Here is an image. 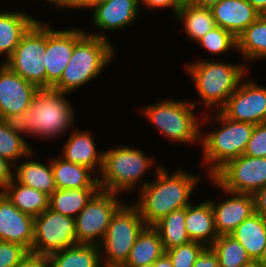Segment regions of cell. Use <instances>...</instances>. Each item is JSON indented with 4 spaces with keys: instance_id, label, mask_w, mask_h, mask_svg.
<instances>
[{
    "instance_id": "obj_43",
    "label": "cell",
    "mask_w": 266,
    "mask_h": 267,
    "mask_svg": "<svg viewBox=\"0 0 266 267\" xmlns=\"http://www.w3.org/2000/svg\"><path fill=\"white\" fill-rule=\"evenodd\" d=\"M255 213L266 218V186L253 194Z\"/></svg>"
},
{
    "instance_id": "obj_52",
    "label": "cell",
    "mask_w": 266,
    "mask_h": 267,
    "mask_svg": "<svg viewBox=\"0 0 266 267\" xmlns=\"http://www.w3.org/2000/svg\"><path fill=\"white\" fill-rule=\"evenodd\" d=\"M139 267H153V264L142 265V266H139Z\"/></svg>"
},
{
    "instance_id": "obj_34",
    "label": "cell",
    "mask_w": 266,
    "mask_h": 267,
    "mask_svg": "<svg viewBox=\"0 0 266 267\" xmlns=\"http://www.w3.org/2000/svg\"><path fill=\"white\" fill-rule=\"evenodd\" d=\"M10 129L0 119V157L15 166L33 150L29 140Z\"/></svg>"
},
{
    "instance_id": "obj_36",
    "label": "cell",
    "mask_w": 266,
    "mask_h": 267,
    "mask_svg": "<svg viewBox=\"0 0 266 267\" xmlns=\"http://www.w3.org/2000/svg\"><path fill=\"white\" fill-rule=\"evenodd\" d=\"M205 247L200 242L190 241L187 244L166 250L165 253L171 259L173 267H193Z\"/></svg>"
},
{
    "instance_id": "obj_23",
    "label": "cell",
    "mask_w": 266,
    "mask_h": 267,
    "mask_svg": "<svg viewBox=\"0 0 266 267\" xmlns=\"http://www.w3.org/2000/svg\"><path fill=\"white\" fill-rule=\"evenodd\" d=\"M186 207L185 227L191 241L211 246L218 238L215 229L211 202L208 199H198Z\"/></svg>"
},
{
    "instance_id": "obj_22",
    "label": "cell",
    "mask_w": 266,
    "mask_h": 267,
    "mask_svg": "<svg viewBox=\"0 0 266 267\" xmlns=\"http://www.w3.org/2000/svg\"><path fill=\"white\" fill-rule=\"evenodd\" d=\"M34 151L14 166L13 178L24 186L35 188L50 196L57 189L51 158L48 162H42L41 159L38 161Z\"/></svg>"
},
{
    "instance_id": "obj_46",
    "label": "cell",
    "mask_w": 266,
    "mask_h": 267,
    "mask_svg": "<svg viewBox=\"0 0 266 267\" xmlns=\"http://www.w3.org/2000/svg\"><path fill=\"white\" fill-rule=\"evenodd\" d=\"M105 0H74V10L77 12L81 10H92L96 5L104 2Z\"/></svg>"
},
{
    "instance_id": "obj_8",
    "label": "cell",
    "mask_w": 266,
    "mask_h": 267,
    "mask_svg": "<svg viewBox=\"0 0 266 267\" xmlns=\"http://www.w3.org/2000/svg\"><path fill=\"white\" fill-rule=\"evenodd\" d=\"M146 226L139 209L133 203L125 202L112 216L105 237L99 244L103 266H123Z\"/></svg>"
},
{
    "instance_id": "obj_29",
    "label": "cell",
    "mask_w": 266,
    "mask_h": 267,
    "mask_svg": "<svg viewBox=\"0 0 266 267\" xmlns=\"http://www.w3.org/2000/svg\"><path fill=\"white\" fill-rule=\"evenodd\" d=\"M2 193L17 209L33 217L49 208V196L46 193L24 186L14 178Z\"/></svg>"
},
{
    "instance_id": "obj_14",
    "label": "cell",
    "mask_w": 266,
    "mask_h": 267,
    "mask_svg": "<svg viewBox=\"0 0 266 267\" xmlns=\"http://www.w3.org/2000/svg\"><path fill=\"white\" fill-rule=\"evenodd\" d=\"M219 111L234 121L254 125L266 122V86L247 75Z\"/></svg>"
},
{
    "instance_id": "obj_33",
    "label": "cell",
    "mask_w": 266,
    "mask_h": 267,
    "mask_svg": "<svg viewBox=\"0 0 266 267\" xmlns=\"http://www.w3.org/2000/svg\"><path fill=\"white\" fill-rule=\"evenodd\" d=\"M219 259L220 267H251L245 248L231 235H220L211 245Z\"/></svg>"
},
{
    "instance_id": "obj_35",
    "label": "cell",
    "mask_w": 266,
    "mask_h": 267,
    "mask_svg": "<svg viewBox=\"0 0 266 267\" xmlns=\"http://www.w3.org/2000/svg\"><path fill=\"white\" fill-rule=\"evenodd\" d=\"M196 43L209 55H213L214 58L210 59L220 58V55L224 57L230 51L237 52V38L220 26H215Z\"/></svg>"
},
{
    "instance_id": "obj_17",
    "label": "cell",
    "mask_w": 266,
    "mask_h": 267,
    "mask_svg": "<svg viewBox=\"0 0 266 267\" xmlns=\"http://www.w3.org/2000/svg\"><path fill=\"white\" fill-rule=\"evenodd\" d=\"M39 89L0 63V119L24 113Z\"/></svg>"
},
{
    "instance_id": "obj_21",
    "label": "cell",
    "mask_w": 266,
    "mask_h": 267,
    "mask_svg": "<svg viewBox=\"0 0 266 267\" xmlns=\"http://www.w3.org/2000/svg\"><path fill=\"white\" fill-rule=\"evenodd\" d=\"M2 10V11H1ZM0 10V63H4L14 52L23 35L38 20L25 9ZM10 10V11H9ZM30 13V14H29ZM37 18V19H36ZM4 55V56H3ZM3 56V57H2Z\"/></svg>"
},
{
    "instance_id": "obj_51",
    "label": "cell",
    "mask_w": 266,
    "mask_h": 267,
    "mask_svg": "<svg viewBox=\"0 0 266 267\" xmlns=\"http://www.w3.org/2000/svg\"><path fill=\"white\" fill-rule=\"evenodd\" d=\"M256 264L263 266V267H266V246L263 250V253H262L260 259L256 262Z\"/></svg>"
},
{
    "instance_id": "obj_18",
    "label": "cell",
    "mask_w": 266,
    "mask_h": 267,
    "mask_svg": "<svg viewBox=\"0 0 266 267\" xmlns=\"http://www.w3.org/2000/svg\"><path fill=\"white\" fill-rule=\"evenodd\" d=\"M34 240V217L21 212L0 193V241L17 243L31 255Z\"/></svg>"
},
{
    "instance_id": "obj_25",
    "label": "cell",
    "mask_w": 266,
    "mask_h": 267,
    "mask_svg": "<svg viewBox=\"0 0 266 267\" xmlns=\"http://www.w3.org/2000/svg\"><path fill=\"white\" fill-rule=\"evenodd\" d=\"M237 53L248 67L256 61H266V15H260L240 34Z\"/></svg>"
},
{
    "instance_id": "obj_13",
    "label": "cell",
    "mask_w": 266,
    "mask_h": 267,
    "mask_svg": "<svg viewBox=\"0 0 266 267\" xmlns=\"http://www.w3.org/2000/svg\"><path fill=\"white\" fill-rule=\"evenodd\" d=\"M85 34L81 28L57 29L46 22V49L43 55L46 68V89L53 88L61 79L73 53L75 43Z\"/></svg>"
},
{
    "instance_id": "obj_9",
    "label": "cell",
    "mask_w": 266,
    "mask_h": 267,
    "mask_svg": "<svg viewBox=\"0 0 266 267\" xmlns=\"http://www.w3.org/2000/svg\"><path fill=\"white\" fill-rule=\"evenodd\" d=\"M45 49L46 21L38 19L23 35L4 64L38 89H46V68L43 61Z\"/></svg>"
},
{
    "instance_id": "obj_30",
    "label": "cell",
    "mask_w": 266,
    "mask_h": 267,
    "mask_svg": "<svg viewBox=\"0 0 266 267\" xmlns=\"http://www.w3.org/2000/svg\"><path fill=\"white\" fill-rule=\"evenodd\" d=\"M174 17L178 23L182 22L184 26L182 31L189 41H194L195 44L216 26L212 10L206 7L194 5L181 7Z\"/></svg>"
},
{
    "instance_id": "obj_6",
    "label": "cell",
    "mask_w": 266,
    "mask_h": 267,
    "mask_svg": "<svg viewBox=\"0 0 266 267\" xmlns=\"http://www.w3.org/2000/svg\"><path fill=\"white\" fill-rule=\"evenodd\" d=\"M69 95L53 88L37 91L32 103L24 111L27 138L53 142V139H60L75 128L76 113L73 102L68 99Z\"/></svg>"
},
{
    "instance_id": "obj_16",
    "label": "cell",
    "mask_w": 266,
    "mask_h": 267,
    "mask_svg": "<svg viewBox=\"0 0 266 267\" xmlns=\"http://www.w3.org/2000/svg\"><path fill=\"white\" fill-rule=\"evenodd\" d=\"M208 180L226 195H220V201L212 197L207 198L211 202L216 232L218 236L230 235L242 221L255 213L253 195L233 193L223 189L212 177H208Z\"/></svg>"
},
{
    "instance_id": "obj_24",
    "label": "cell",
    "mask_w": 266,
    "mask_h": 267,
    "mask_svg": "<svg viewBox=\"0 0 266 267\" xmlns=\"http://www.w3.org/2000/svg\"><path fill=\"white\" fill-rule=\"evenodd\" d=\"M51 158L57 189L99 188L98 176L88 167L65 161L62 157Z\"/></svg>"
},
{
    "instance_id": "obj_50",
    "label": "cell",
    "mask_w": 266,
    "mask_h": 267,
    "mask_svg": "<svg viewBox=\"0 0 266 267\" xmlns=\"http://www.w3.org/2000/svg\"><path fill=\"white\" fill-rule=\"evenodd\" d=\"M174 3L179 7L190 6L194 4V0H174Z\"/></svg>"
},
{
    "instance_id": "obj_39",
    "label": "cell",
    "mask_w": 266,
    "mask_h": 267,
    "mask_svg": "<svg viewBox=\"0 0 266 267\" xmlns=\"http://www.w3.org/2000/svg\"><path fill=\"white\" fill-rule=\"evenodd\" d=\"M10 129L27 139L26 114L6 115L1 119Z\"/></svg>"
},
{
    "instance_id": "obj_10",
    "label": "cell",
    "mask_w": 266,
    "mask_h": 267,
    "mask_svg": "<svg viewBox=\"0 0 266 267\" xmlns=\"http://www.w3.org/2000/svg\"><path fill=\"white\" fill-rule=\"evenodd\" d=\"M121 196L99 190L90 199L75 217L77 243L99 245L103 241L112 216L128 200Z\"/></svg>"
},
{
    "instance_id": "obj_32",
    "label": "cell",
    "mask_w": 266,
    "mask_h": 267,
    "mask_svg": "<svg viewBox=\"0 0 266 267\" xmlns=\"http://www.w3.org/2000/svg\"><path fill=\"white\" fill-rule=\"evenodd\" d=\"M185 217L186 207L172 211L153 225L160 234L164 251L191 241L186 231Z\"/></svg>"
},
{
    "instance_id": "obj_3",
    "label": "cell",
    "mask_w": 266,
    "mask_h": 267,
    "mask_svg": "<svg viewBox=\"0 0 266 267\" xmlns=\"http://www.w3.org/2000/svg\"><path fill=\"white\" fill-rule=\"evenodd\" d=\"M206 124L213 125L211 131L207 130L206 132L204 130ZM254 126L249 122L230 120L220 111L202 114L200 134L202 156L200 155V163L205 169L203 172L206 171V176L212 177L229 160L244 154Z\"/></svg>"
},
{
    "instance_id": "obj_5",
    "label": "cell",
    "mask_w": 266,
    "mask_h": 267,
    "mask_svg": "<svg viewBox=\"0 0 266 267\" xmlns=\"http://www.w3.org/2000/svg\"><path fill=\"white\" fill-rule=\"evenodd\" d=\"M158 99L146 106H136L140 116L154 125L156 131L161 133L160 136L169 139L170 143L200 147L202 115L195 113L197 108L190 99L181 100L171 96Z\"/></svg>"
},
{
    "instance_id": "obj_42",
    "label": "cell",
    "mask_w": 266,
    "mask_h": 267,
    "mask_svg": "<svg viewBox=\"0 0 266 267\" xmlns=\"http://www.w3.org/2000/svg\"><path fill=\"white\" fill-rule=\"evenodd\" d=\"M14 166L0 157V193L13 180Z\"/></svg>"
},
{
    "instance_id": "obj_38",
    "label": "cell",
    "mask_w": 266,
    "mask_h": 267,
    "mask_svg": "<svg viewBox=\"0 0 266 267\" xmlns=\"http://www.w3.org/2000/svg\"><path fill=\"white\" fill-rule=\"evenodd\" d=\"M244 155L249 157H266V122L254 126Z\"/></svg>"
},
{
    "instance_id": "obj_37",
    "label": "cell",
    "mask_w": 266,
    "mask_h": 267,
    "mask_svg": "<svg viewBox=\"0 0 266 267\" xmlns=\"http://www.w3.org/2000/svg\"><path fill=\"white\" fill-rule=\"evenodd\" d=\"M30 252L20 244L0 241V267L20 265Z\"/></svg>"
},
{
    "instance_id": "obj_12",
    "label": "cell",
    "mask_w": 266,
    "mask_h": 267,
    "mask_svg": "<svg viewBox=\"0 0 266 267\" xmlns=\"http://www.w3.org/2000/svg\"><path fill=\"white\" fill-rule=\"evenodd\" d=\"M212 178L227 191L253 195L266 186V157L243 154L229 160Z\"/></svg>"
},
{
    "instance_id": "obj_4",
    "label": "cell",
    "mask_w": 266,
    "mask_h": 267,
    "mask_svg": "<svg viewBox=\"0 0 266 267\" xmlns=\"http://www.w3.org/2000/svg\"><path fill=\"white\" fill-rule=\"evenodd\" d=\"M154 156H147L144 149L133 145L106 148L98 175L100 190L130 197L137 188L140 190L150 181L144 177L150 170L153 169L155 174L162 167Z\"/></svg>"
},
{
    "instance_id": "obj_20",
    "label": "cell",
    "mask_w": 266,
    "mask_h": 267,
    "mask_svg": "<svg viewBox=\"0 0 266 267\" xmlns=\"http://www.w3.org/2000/svg\"><path fill=\"white\" fill-rule=\"evenodd\" d=\"M210 9L216 26L232 33L236 38L260 17L247 0H222Z\"/></svg>"
},
{
    "instance_id": "obj_53",
    "label": "cell",
    "mask_w": 266,
    "mask_h": 267,
    "mask_svg": "<svg viewBox=\"0 0 266 267\" xmlns=\"http://www.w3.org/2000/svg\"><path fill=\"white\" fill-rule=\"evenodd\" d=\"M252 267H263V266H260V265H258V264H256V263H254V264L252 265Z\"/></svg>"
},
{
    "instance_id": "obj_41",
    "label": "cell",
    "mask_w": 266,
    "mask_h": 267,
    "mask_svg": "<svg viewBox=\"0 0 266 267\" xmlns=\"http://www.w3.org/2000/svg\"><path fill=\"white\" fill-rule=\"evenodd\" d=\"M193 267H220L218 256L211 246L203 249Z\"/></svg>"
},
{
    "instance_id": "obj_31",
    "label": "cell",
    "mask_w": 266,
    "mask_h": 267,
    "mask_svg": "<svg viewBox=\"0 0 266 267\" xmlns=\"http://www.w3.org/2000/svg\"><path fill=\"white\" fill-rule=\"evenodd\" d=\"M100 188L56 189L49 196V209L75 218Z\"/></svg>"
},
{
    "instance_id": "obj_47",
    "label": "cell",
    "mask_w": 266,
    "mask_h": 267,
    "mask_svg": "<svg viewBox=\"0 0 266 267\" xmlns=\"http://www.w3.org/2000/svg\"><path fill=\"white\" fill-rule=\"evenodd\" d=\"M260 15H266V0H247Z\"/></svg>"
},
{
    "instance_id": "obj_45",
    "label": "cell",
    "mask_w": 266,
    "mask_h": 267,
    "mask_svg": "<svg viewBox=\"0 0 266 267\" xmlns=\"http://www.w3.org/2000/svg\"><path fill=\"white\" fill-rule=\"evenodd\" d=\"M16 267H48L47 259L30 255Z\"/></svg>"
},
{
    "instance_id": "obj_26",
    "label": "cell",
    "mask_w": 266,
    "mask_h": 267,
    "mask_svg": "<svg viewBox=\"0 0 266 267\" xmlns=\"http://www.w3.org/2000/svg\"><path fill=\"white\" fill-rule=\"evenodd\" d=\"M230 235L245 248L251 260L256 263L266 246V218L254 213L242 221Z\"/></svg>"
},
{
    "instance_id": "obj_15",
    "label": "cell",
    "mask_w": 266,
    "mask_h": 267,
    "mask_svg": "<svg viewBox=\"0 0 266 267\" xmlns=\"http://www.w3.org/2000/svg\"><path fill=\"white\" fill-rule=\"evenodd\" d=\"M90 11L92 13L90 24L96 30L90 32L84 28L85 33L108 41H111V38L107 32L116 33L121 29L126 31L129 26H135L140 20L139 0H105Z\"/></svg>"
},
{
    "instance_id": "obj_48",
    "label": "cell",
    "mask_w": 266,
    "mask_h": 267,
    "mask_svg": "<svg viewBox=\"0 0 266 267\" xmlns=\"http://www.w3.org/2000/svg\"><path fill=\"white\" fill-rule=\"evenodd\" d=\"M153 267H173V264L168 255L164 253L153 263Z\"/></svg>"
},
{
    "instance_id": "obj_2",
    "label": "cell",
    "mask_w": 266,
    "mask_h": 267,
    "mask_svg": "<svg viewBox=\"0 0 266 267\" xmlns=\"http://www.w3.org/2000/svg\"><path fill=\"white\" fill-rule=\"evenodd\" d=\"M239 62L230 63L229 61L228 63L200 57L197 61L184 63L185 73L192 79L199 97L197 101L196 99L194 102L190 101L196 108H199V113L219 111L237 90L250 71L243 61ZM198 104L202 107L200 108Z\"/></svg>"
},
{
    "instance_id": "obj_40",
    "label": "cell",
    "mask_w": 266,
    "mask_h": 267,
    "mask_svg": "<svg viewBox=\"0 0 266 267\" xmlns=\"http://www.w3.org/2000/svg\"><path fill=\"white\" fill-rule=\"evenodd\" d=\"M140 10L143 8L145 10H172V13L176 15L179 10V7L174 3V0H139ZM142 7V8H141Z\"/></svg>"
},
{
    "instance_id": "obj_27",
    "label": "cell",
    "mask_w": 266,
    "mask_h": 267,
    "mask_svg": "<svg viewBox=\"0 0 266 267\" xmlns=\"http://www.w3.org/2000/svg\"><path fill=\"white\" fill-rule=\"evenodd\" d=\"M48 267H104L100 246L78 243L52 253L47 258Z\"/></svg>"
},
{
    "instance_id": "obj_28",
    "label": "cell",
    "mask_w": 266,
    "mask_h": 267,
    "mask_svg": "<svg viewBox=\"0 0 266 267\" xmlns=\"http://www.w3.org/2000/svg\"><path fill=\"white\" fill-rule=\"evenodd\" d=\"M164 253L159 232L153 226H146L138 235L123 266L139 267L153 264Z\"/></svg>"
},
{
    "instance_id": "obj_7",
    "label": "cell",
    "mask_w": 266,
    "mask_h": 267,
    "mask_svg": "<svg viewBox=\"0 0 266 267\" xmlns=\"http://www.w3.org/2000/svg\"><path fill=\"white\" fill-rule=\"evenodd\" d=\"M116 47L112 41L85 33L75 43L70 61L53 89L73 95L77 89L87 87L116 60Z\"/></svg>"
},
{
    "instance_id": "obj_44",
    "label": "cell",
    "mask_w": 266,
    "mask_h": 267,
    "mask_svg": "<svg viewBox=\"0 0 266 267\" xmlns=\"http://www.w3.org/2000/svg\"><path fill=\"white\" fill-rule=\"evenodd\" d=\"M48 2L49 4V7H50V4L51 6L54 7V9L56 8V10H61V9H66V10H74V0H34L33 2L35 3H39L42 2L43 3ZM70 8V9H69Z\"/></svg>"
},
{
    "instance_id": "obj_11",
    "label": "cell",
    "mask_w": 266,
    "mask_h": 267,
    "mask_svg": "<svg viewBox=\"0 0 266 267\" xmlns=\"http://www.w3.org/2000/svg\"><path fill=\"white\" fill-rule=\"evenodd\" d=\"M76 244L75 218L49 208L34 217L31 255L47 259L52 253Z\"/></svg>"
},
{
    "instance_id": "obj_49",
    "label": "cell",
    "mask_w": 266,
    "mask_h": 267,
    "mask_svg": "<svg viewBox=\"0 0 266 267\" xmlns=\"http://www.w3.org/2000/svg\"><path fill=\"white\" fill-rule=\"evenodd\" d=\"M222 0H194V6L211 8L213 5L218 4Z\"/></svg>"
},
{
    "instance_id": "obj_1",
    "label": "cell",
    "mask_w": 266,
    "mask_h": 267,
    "mask_svg": "<svg viewBox=\"0 0 266 267\" xmlns=\"http://www.w3.org/2000/svg\"><path fill=\"white\" fill-rule=\"evenodd\" d=\"M168 170L165 166L159 168L153 180L138 190L137 200L131 199L147 226H153L172 211L189 206L194 199L192 194L199 184L202 185V178L204 181L208 178L204 172L194 175L182 166L171 173Z\"/></svg>"
},
{
    "instance_id": "obj_19",
    "label": "cell",
    "mask_w": 266,
    "mask_h": 267,
    "mask_svg": "<svg viewBox=\"0 0 266 267\" xmlns=\"http://www.w3.org/2000/svg\"><path fill=\"white\" fill-rule=\"evenodd\" d=\"M79 128L70 131L59 156L65 161L88 167L98 176L103 164L104 150L102 147L98 150L91 129L79 130Z\"/></svg>"
}]
</instances>
